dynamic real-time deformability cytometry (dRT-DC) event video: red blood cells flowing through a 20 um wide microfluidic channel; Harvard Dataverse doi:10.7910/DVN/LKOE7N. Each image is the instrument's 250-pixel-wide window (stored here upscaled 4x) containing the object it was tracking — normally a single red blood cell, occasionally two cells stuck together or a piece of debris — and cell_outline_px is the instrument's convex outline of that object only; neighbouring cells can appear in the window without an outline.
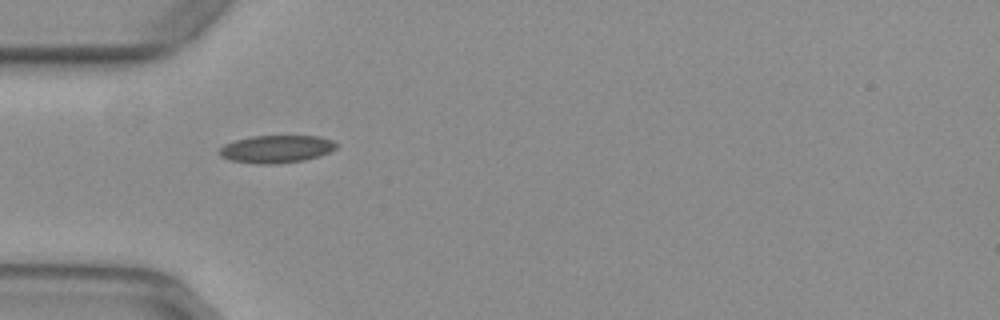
{"species": "common noctule bat (a hibernating species)", "species_latin": "Nyctalus noctula", "temperature_condition": "warm", "stored_images_in_passage": 37, "camera_frame_rate_fps": 3000, "um_per_image_px": 0.085, "animal": {"sex": "female", "body_mass_g": 29.2, "forearm_length_mm": 56.3}, "frame": {"image": 1, "passage_image": 1, "time_ms": 0.0, "image_size_px": [1000, 320], "cell_outline_px": [[336, 148], [320, 156], [304, 160], [272, 164], [256, 164], [232, 160], [220, 156], [220, 148], [224, 144], [236, 140], [252, 136], [320, 136], [332, 140], [336, 144]], "centroid_in_image_um": [23.49, 12.66], "position_along_channel_um": 61.5, "area_um2": 18.67}}
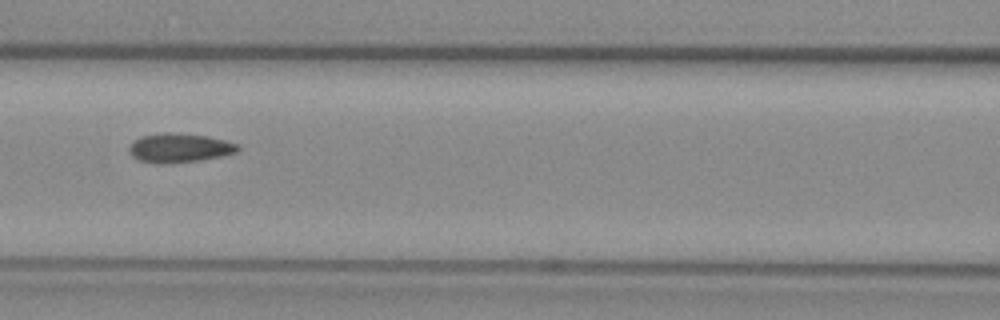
{"frame": {"image": 2, "passage_image": 8, "time_ms": 2.333, "image_size_px": [1000, 320], "cell_outline_px": [[240, 148], [236, 152], [220, 156], [200, 160], [168, 164], [156, 164], [140, 160], [132, 156], [128, 152], [128, 148], [140, 136], [164, 132], [168, 132], [208, 136], [240, 144]], "centroid_in_image_um": [15.24, 12.58], "position_along_channel_um": 151.4, "area_um2": 18.5}}
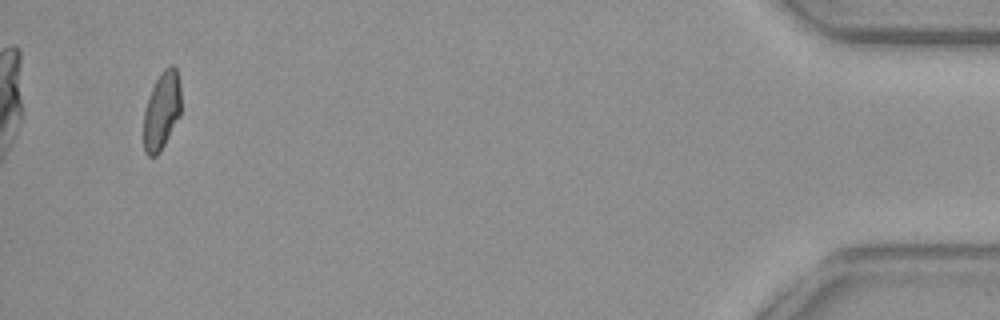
{"frame": {"image": 3, "passage_image": 35, "time_ms": 11.333, "image_size_px": [1000, 320], "cell_outline_px": [[180, 116], [160, 152], [156, 156], [148, 156], [144, 152], [144, 112], [152, 88], [160, 72], [164, 68], [172, 64], [176, 68], [180, 88]], "centroid_in_image_um": [13.75, 9.42], "position_along_channel_um": 421.5, "area_um2": 16.88}, "authors_computed_cell_mechanics": {"area_um2": 17.8024, "velocity_mm_per_s": 3.933, "shape_relaxation_time_tau1_ms": 4.7879, "shape_relaxation_time_tau2_ms": 1.0899, "deformation_change_tau1": 0.1344, "deformation_change_tau2": 0.0625}}